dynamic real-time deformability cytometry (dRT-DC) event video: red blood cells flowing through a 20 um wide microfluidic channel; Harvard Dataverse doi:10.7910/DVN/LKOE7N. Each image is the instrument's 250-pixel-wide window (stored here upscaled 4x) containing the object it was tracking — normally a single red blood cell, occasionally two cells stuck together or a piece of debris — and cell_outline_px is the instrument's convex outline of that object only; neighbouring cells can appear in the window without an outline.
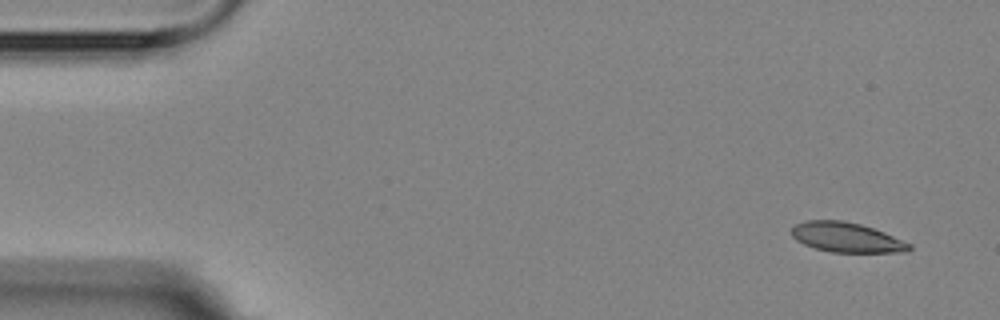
{"species": "Egyptian fruit bat (a non-hibernating species)", "species_latin": "Rousettus aegyptiacus", "temperature_condition": "room temperature", "stored_images_in_passage": 15, "camera_frame_rate_fps": 3000, "um_per_image_px": 0.085, "animal": {"sex": "female"}, "frame": {"image": 1, "passage_image": 1, "time_ms": 0.0, "image_size_px": [1000, 320], "cell_outline_px": [[912, 248], [908, 252], [832, 252], [816, 248], [804, 244], [796, 240], [792, 236], [792, 228], [796, 224], [804, 220], [844, 220], [860, 224], [884, 232], [912, 244]], "centroid_in_image_um": [71.97, 20.17], "position_along_channel_um": 13.0, "area_um2": 20.4}}
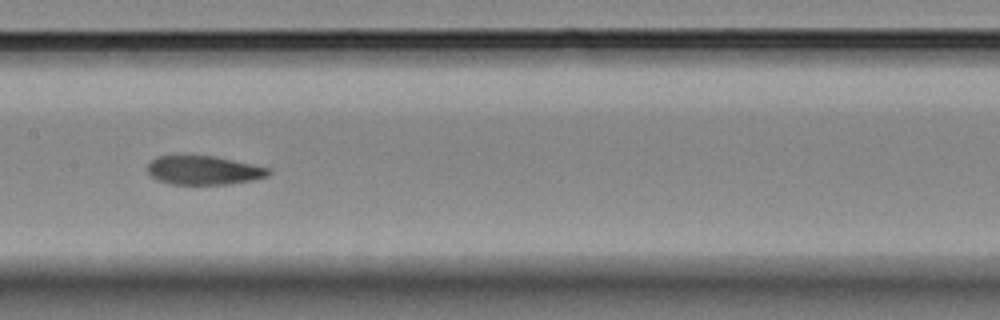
{"frame": {"image": 2, "passage_image": 7, "time_ms": 8.0, "image_size_px": [1000, 320], "cell_outline_px": [[272, 172], [268, 176], [252, 180], [228, 184], [172, 184], [160, 180], [152, 176], [148, 172], [148, 164], [156, 156], [216, 156], [272, 168]], "centroid_in_image_um": [17.38, 14.47], "position_along_channel_um": 190.0, "area_um2": 20.29}}
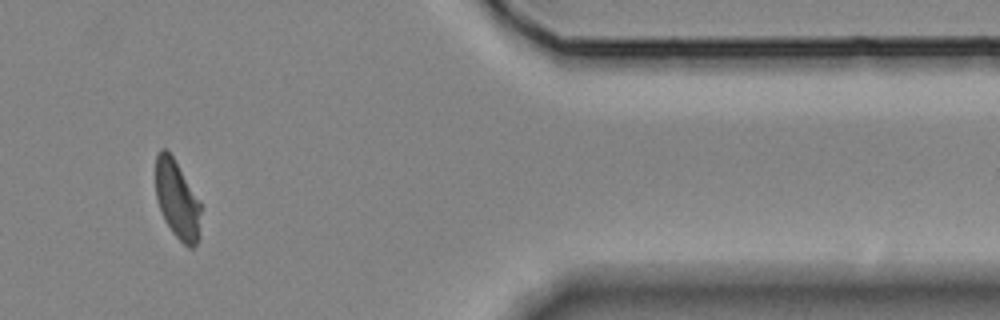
{"frame": {"image": 3, "passage_image": 13, "time_ms": 14.667, "image_size_px": [1000, 320], "cell_outline_px": [[200, 240], [192, 248], [188, 248], [172, 232], [164, 220], [156, 196], [156, 152], [160, 148], [164, 148], [172, 156], [200, 204]], "centroid_in_image_um": [15.05, 17.02], "position_along_channel_um": 396.4, "area_um2": 20.29}, "authors_computed_cell_mechanics": {"area_um2": 21.1548, "velocity_mm_per_s": 3.5765, "shape_relaxation_time_tau1_ms": 5.7207, "shape_relaxation_time_tau2_ms": 2.7429, "deformation_change_tau1": 0.1807, "deformation_change_tau2": 0.0849}}